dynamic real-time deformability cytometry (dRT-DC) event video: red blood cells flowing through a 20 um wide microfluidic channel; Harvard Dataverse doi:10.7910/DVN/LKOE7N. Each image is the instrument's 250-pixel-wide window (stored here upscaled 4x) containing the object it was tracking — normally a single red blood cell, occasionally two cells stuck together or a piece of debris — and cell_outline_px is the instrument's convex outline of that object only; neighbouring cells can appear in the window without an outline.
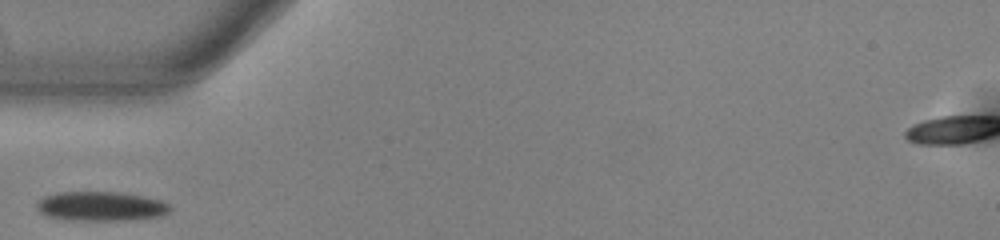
{"species": "common noctule bat (a hibernating species)", "species_latin": "Nyctalus noctula", "temperature_condition": "warm", "stored_images_in_passage": 25, "camera_frame_rate_fps": 3000, "um_per_image_px": 0.085, "animal": {"sex": "male", "body_mass_g": 13.0, "forearm_length_mm": 53.1}, "frame": {"image": 1, "passage_image": 1, "time_ms": 0.0, "image_size_px": [1000, 240], "cell_outline_px": [[172, 208], [168, 212], [160, 216], [128, 220], [64, 220], [48, 216], [40, 212], [36, 204], [44, 196], [56, 192], [116, 192], [144, 196], [160, 200], [172, 204]], "centroid_in_image_um": [8.59, 17.53], "position_along_channel_um": 76.4, "area_um2": 22.89}}
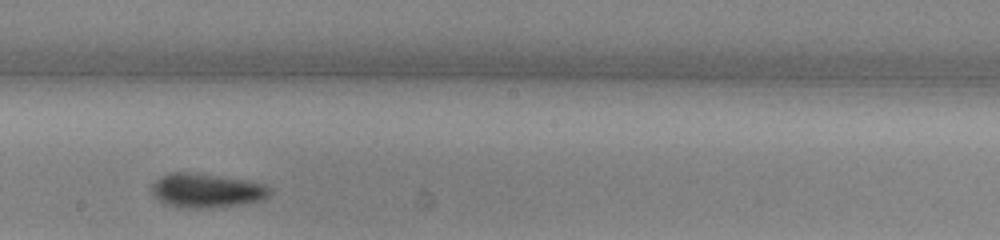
{"frame": {"image": 2, "passage_image": 13, "time_ms": 4.0, "image_size_px": [1000, 240], "cell_outline_px": [[272, 192], [264, 200], [240, 204], [208, 208], [180, 208], [164, 204], [152, 192], [152, 184], [160, 176], [168, 172], [192, 172], [220, 176], [244, 180], [264, 184], [272, 188]], "centroid_in_image_um": [17.56, 16.19], "position_along_channel_um": 230.6, "area_um2": 23.64}}
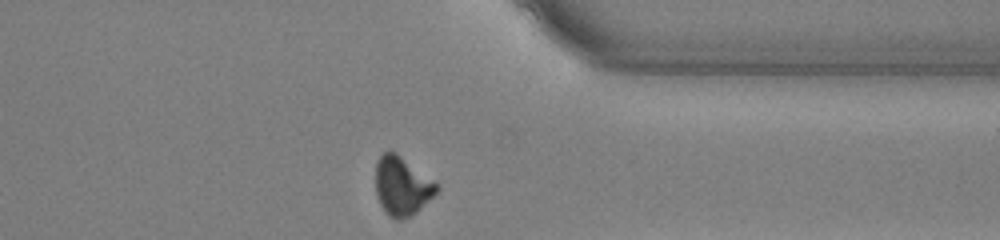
{"frame": {"image": 3, "passage_image": 25, "time_ms": 8.0, "image_size_px": [1000, 240], "cell_outline_px": [[440, 188], [416, 212], [400, 220], [396, 220], [388, 216], [384, 212], [376, 196], [376, 160], [384, 152], [396, 152], [436, 180], [440, 184]], "centroid_in_image_um": [34.18, 15.8], "position_along_channel_um": 377.2, "area_um2": 21.15}}